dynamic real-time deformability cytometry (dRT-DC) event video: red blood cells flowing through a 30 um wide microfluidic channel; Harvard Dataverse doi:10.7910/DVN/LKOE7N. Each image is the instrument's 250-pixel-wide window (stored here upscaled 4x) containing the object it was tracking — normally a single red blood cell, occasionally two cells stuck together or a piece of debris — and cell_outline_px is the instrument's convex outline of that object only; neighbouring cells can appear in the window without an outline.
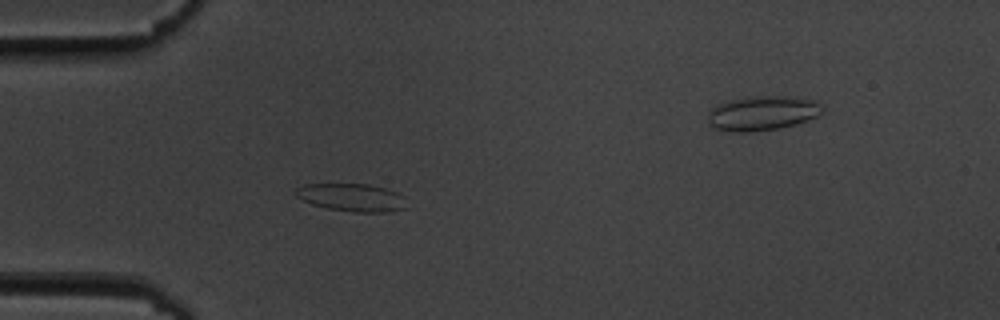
{"species": "common noctule bat (a hibernating species)", "species_latin": "Nyctalus noctula", "temperature_condition": "cold", "stored_images_in_passage": 42, "camera_frame_rate_fps": 3000, "um_per_image_px": 0.085, "animal": {"sex": "male", "body_mass_g": 19.5, "forearm_length_mm": 54.6}, "frame": {"image": 1, "passage_image": 2, "time_ms": 0.333, "image_size_px": [1000, 320], "cell_outline_px": [[408, 208], [388, 212], [352, 212], [328, 208], [312, 204], [296, 196], [292, 192], [296, 188], [304, 184], [368, 184], [384, 188], [396, 192], [404, 196]], "centroid_in_image_um": [29.92, 16.79], "position_along_channel_um": 55.1, "area_um2": 18.09}}
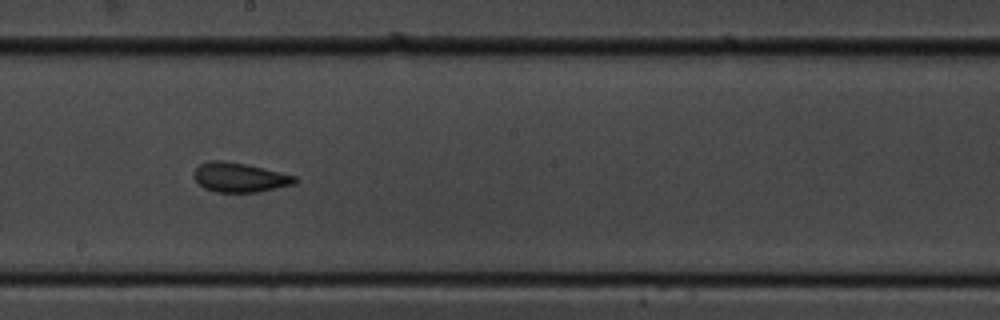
{"frame": {"image": 2, "passage_image": 17, "time_ms": 5.333, "image_size_px": [1000, 320], "cell_outline_px": [[300, 180], [292, 184], [260, 192], [216, 192], [204, 188], [192, 176], [192, 172], [200, 164], [208, 160], [224, 160], [264, 168], [296, 176]], "centroid_in_image_um": [20.34, 15.07], "position_along_channel_um": 227.9, "area_um2": 17.4}}
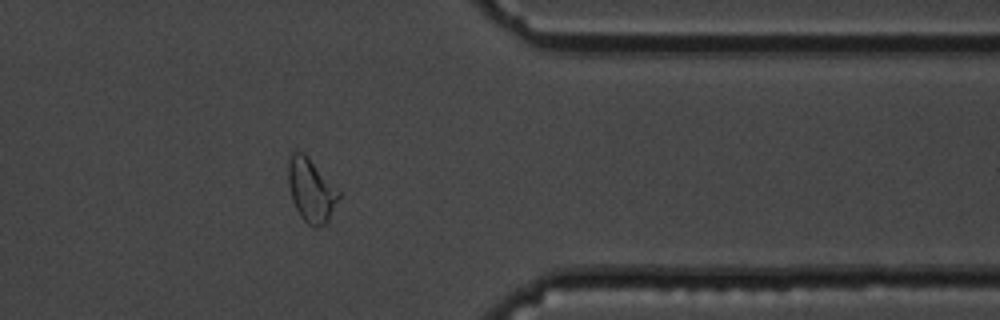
{"frame": {"image": 3, "passage_image": 31, "time_ms": 10.0, "image_size_px": [1000, 320], "cell_outline_px": [[340, 196], [328, 220], [324, 224], [316, 228], [312, 228], [300, 216], [292, 200], [288, 184], [288, 160], [292, 152], [304, 152], [308, 156], [340, 192]], "centroid_in_image_um": [26.43, 16.17], "position_along_channel_um": 385.0, "area_um2": 18.55}, "authors_computed_cell_mechanics": {"area_um2": 17.3978, "velocity_mm_per_s": 3.608, "shape_relaxation_time_tau1_ms": 7.0832, "shape_relaxation_time_tau2_ms": 0.9654, "deformation_change_tau1": 0.1433, "deformation_change_tau2": 0.0685}}